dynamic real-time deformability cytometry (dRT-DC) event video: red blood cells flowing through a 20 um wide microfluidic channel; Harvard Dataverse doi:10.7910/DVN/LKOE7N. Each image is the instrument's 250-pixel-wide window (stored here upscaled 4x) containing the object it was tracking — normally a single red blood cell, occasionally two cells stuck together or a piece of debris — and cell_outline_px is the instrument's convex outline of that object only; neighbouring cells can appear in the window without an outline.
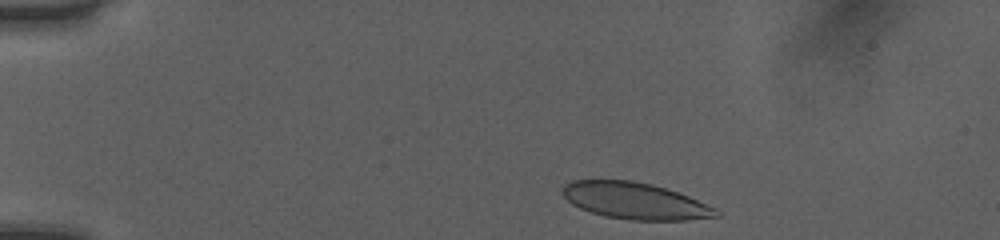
{"species": "human", "species_latin": "Homo sapiens", "temperature_condition": "room temperature", "stored_images_in_passage": 24, "camera_frame_rate_fps": 3000, "um_per_image_px": 0.085, "donor": {"sex": "female"}, "frame": {"image": 1, "passage_image": 2, "time_ms": 0.333, "image_size_px": [1000, 240], "cell_outline_px": [[720, 216], [688, 220], [628, 220], [604, 216], [580, 208], [572, 204], [564, 196], [564, 184], [572, 180], [632, 180], [652, 184], [688, 196], [716, 208], [720, 212]], "centroid_in_image_um": [53.99, 17.08], "position_along_channel_um": 31.0, "area_um2": 32.6}}
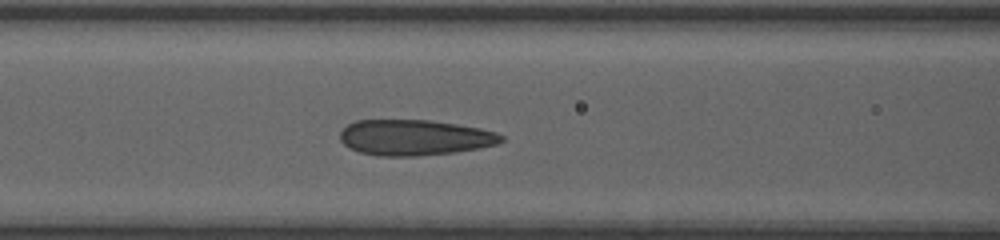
{"frame": {"image": 2, "passage_image": 15, "time_ms": 4.667, "image_size_px": [1000, 240], "cell_outline_px": [[504, 140], [496, 144], [480, 148], [456, 152], [416, 156], [376, 156], [360, 152], [348, 148], [340, 140], [340, 132], [348, 124], [356, 120], [428, 120], [456, 124], [480, 128], [496, 132], [504, 136]], "centroid_in_image_um": [35.23, 11.69], "position_along_channel_um": 131.4, "area_um2": 33.64}}
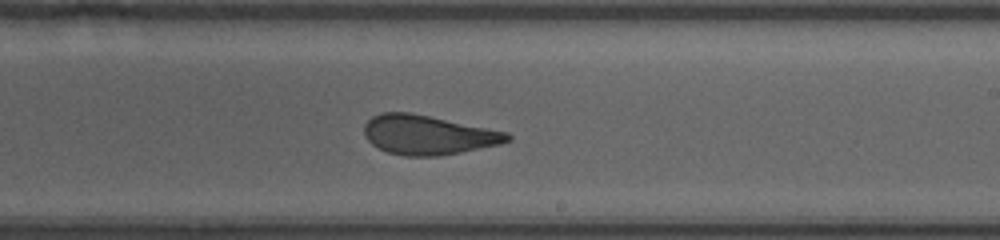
{"frame": {"image": 3, "passage_image": 24, "time_ms": 7.667, "image_size_px": [1000, 240], "cell_outline_px": [[512, 140], [500, 144], [440, 156], [404, 156], [388, 152], [372, 144], [364, 136], [364, 124], [372, 116], [380, 112], [412, 112], [508, 132], [512, 136]], "centroid_in_image_um": [36.38, 11.45], "position_along_channel_um": 252.6, "area_um2": 33.0}}